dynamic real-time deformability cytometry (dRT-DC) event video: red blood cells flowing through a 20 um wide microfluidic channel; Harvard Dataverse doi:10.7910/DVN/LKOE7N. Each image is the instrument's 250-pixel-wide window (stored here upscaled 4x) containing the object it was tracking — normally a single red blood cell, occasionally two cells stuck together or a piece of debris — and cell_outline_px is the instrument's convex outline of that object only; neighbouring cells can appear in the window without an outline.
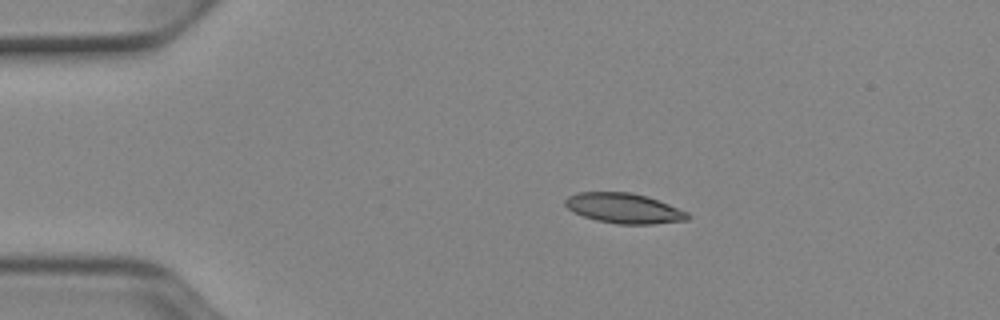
{"species": "Egyptian fruit bat (a non-hibernating species)", "species_latin": "Rousettus aegyptiacus", "temperature_condition": "cold", "stored_images_in_passage": 43, "camera_frame_rate_fps": 3000, "um_per_image_px": 0.085, "animal": {"sex": "female"}, "frame": {"image": 1, "passage_image": 1, "time_ms": 0.0, "image_size_px": [1000, 320], "cell_outline_px": [[688, 220], [652, 224], [616, 224], [596, 220], [572, 212], [564, 204], [564, 200], [568, 196], [576, 192], [632, 192], [648, 196], [688, 212]], "centroid_in_image_um": [53.0, 17.69], "position_along_channel_um": 32.0, "area_um2": 21.56}}
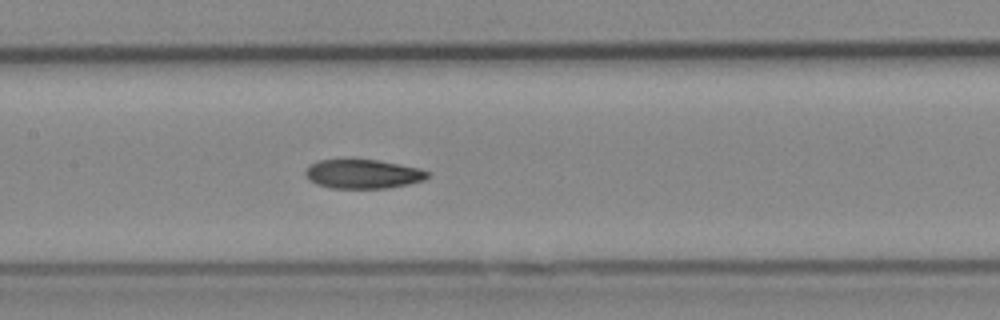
{"frame": {"image": 2, "passage_image": 16, "time_ms": 5.0, "image_size_px": [1000, 320], "cell_outline_px": [[428, 176], [424, 180], [408, 184], [388, 188], [332, 188], [316, 184], [308, 180], [304, 176], [304, 172], [308, 164], [320, 160], [376, 160], [400, 164], [420, 168], [428, 172]], "centroid_in_image_um": [30.8, 14.79], "position_along_channel_um": 176.6, "area_um2": 20.75}}
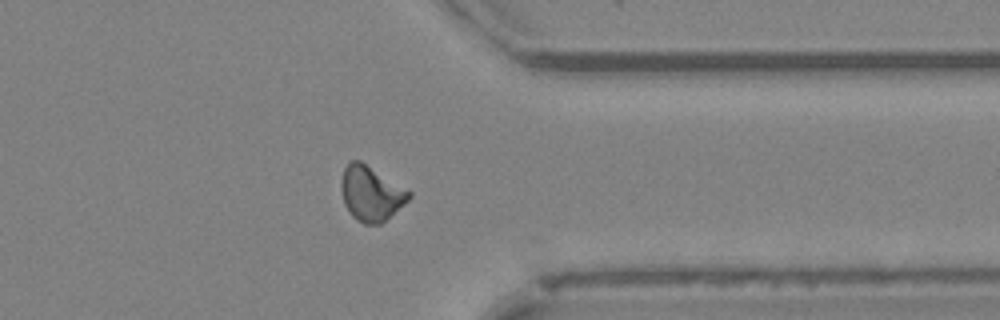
{"frame": {"image": 3, "passage_image": 32, "time_ms": 10.333, "image_size_px": [1000, 320], "cell_outline_px": [[412, 196], [404, 204], [380, 224], [364, 224], [356, 220], [352, 216], [344, 204], [340, 188], [340, 184], [344, 168], [352, 160], [360, 160], [412, 192]], "centroid_in_image_um": [31.52, 16.44], "position_along_channel_um": 379.9, "area_um2": 21.56}, "authors_computed_cell_mechanics": {"area_um2": 21.0392, "velocity_mm_per_s": 3.9183, "shape_relaxation_time_tau1_ms": null, "shape_relaxation_time_tau2_ms": 6.5721, "deformation_change_tau1": null, "deformation_change_tau2": 0.1268}}